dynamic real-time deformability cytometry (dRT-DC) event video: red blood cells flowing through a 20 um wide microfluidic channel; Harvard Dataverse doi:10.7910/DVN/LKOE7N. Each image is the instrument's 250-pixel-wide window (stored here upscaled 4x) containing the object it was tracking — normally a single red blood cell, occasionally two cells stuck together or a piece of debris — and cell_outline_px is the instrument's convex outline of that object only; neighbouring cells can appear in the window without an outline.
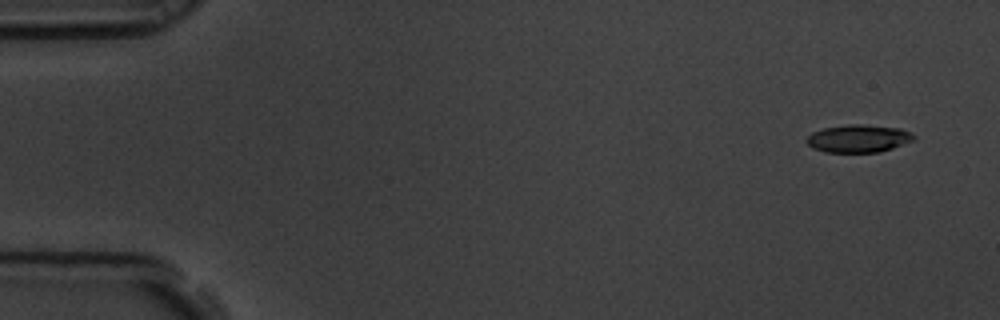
{"species": "common noctule bat (a hibernating species)", "species_latin": "Nyctalus noctula", "temperature_condition": "room temperature", "stored_images_in_passage": 5, "camera_frame_rate_fps": 3000, "um_per_image_px": 0.085, "animal": {"sex": "male", "body_mass_g": 19.5, "forearm_length_mm": 54.6}, "frame": {"image": 1, "passage_image": 1, "time_ms": 0.0, "image_size_px": [1000, 320], "cell_outline_px": [[916, 140], [880, 152], [824, 152], [812, 148], [804, 140], [812, 132], [824, 128], [848, 124], [864, 124], [900, 128], [912, 132], [916, 136]], "centroid_in_image_um": [72.99, 11.77], "position_along_channel_um": 12.0, "area_um2": 17.57}}
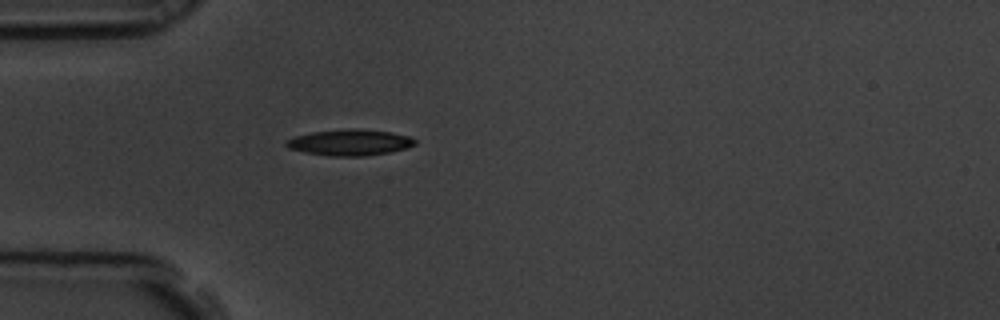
{"frame": {"image": 2, "passage_image": 5, "time_ms": 1.333, "image_size_px": [1000, 320], "cell_outline_px": [[416, 144], [404, 148], [388, 152], [364, 156], [328, 156], [304, 152], [288, 148], [284, 144], [284, 140], [292, 136], [312, 132], [352, 128], [356, 128], [392, 132], [408, 136], [416, 140]], "centroid_in_image_um": [29.67, 12.1], "position_along_channel_um": 55.3, "area_um2": 19.65}}